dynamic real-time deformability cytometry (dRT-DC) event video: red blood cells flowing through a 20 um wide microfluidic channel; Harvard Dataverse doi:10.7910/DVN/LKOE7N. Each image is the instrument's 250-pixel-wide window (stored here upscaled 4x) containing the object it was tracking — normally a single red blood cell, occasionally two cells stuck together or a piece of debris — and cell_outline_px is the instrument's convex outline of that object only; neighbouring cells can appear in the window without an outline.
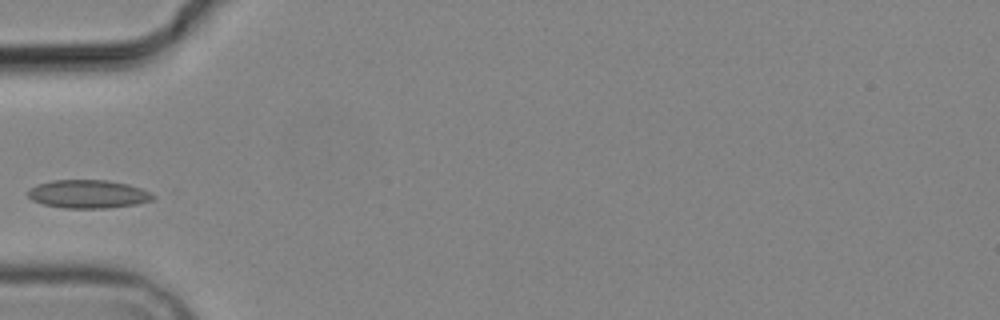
{"species": "common noctule bat (a hibernating species)", "species_latin": "Nyctalus noctula", "temperature_condition": "cold", "stored_images_in_passage": 3, "camera_frame_rate_fps": 3000, "um_per_image_px": 0.085, "animal": {"sex": "male", "body_mass_g": 19.2, "forearm_length_mm": 51.8}, "frame": {"image": 1, "passage_image": 3, "time_ms": 3.0, "image_size_px": [1000, 320], "cell_outline_px": [[156, 196], [152, 200], [136, 204], [108, 208], [64, 208], [44, 204], [32, 200], [28, 196], [28, 192], [32, 188], [40, 184], [52, 180], [108, 180], [128, 184], [140, 188]], "centroid_in_image_um": [7.51, 16.5], "position_along_channel_um": 77.5, "area_um2": 20.4}}